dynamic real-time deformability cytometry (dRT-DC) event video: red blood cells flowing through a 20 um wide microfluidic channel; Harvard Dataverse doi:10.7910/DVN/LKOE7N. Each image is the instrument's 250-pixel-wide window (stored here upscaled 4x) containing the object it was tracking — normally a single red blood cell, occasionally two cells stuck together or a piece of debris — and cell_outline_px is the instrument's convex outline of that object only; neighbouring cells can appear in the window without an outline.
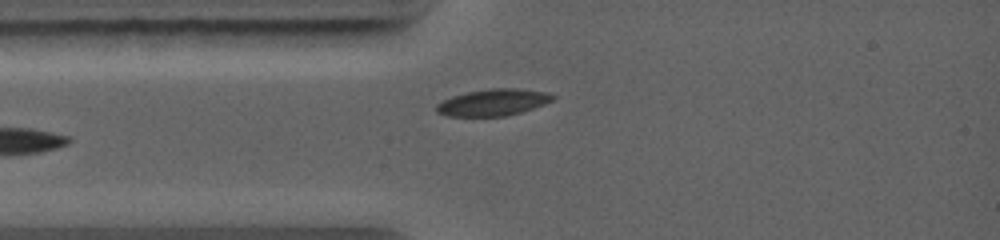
{"species": "common noctule bat (a hibernating species)", "species_latin": "Nyctalus noctula", "temperature_condition": "warm", "stored_images_in_passage": 19, "camera_frame_rate_fps": 5000, "um_per_image_px": 0.085, "animal": {"sex": "female", "body_mass_g": 19.0, "forearm_length_mm": 56.7}, "frame": {"image": 1, "passage_image": 4, "time_ms": 1.6, "image_size_px": [1000, 240], "cell_outline_px": [[556, 96], [552, 100], [544, 104], [508, 116], [448, 116], [436, 112], [436, 104], [452, 96], [468, 92], [492, 88], [520, 88], [548, 92]], "centroid_in_image_um": [41.92, 8.7], "position_along_channel_um": 43.1, "area_um2": 18.03}}
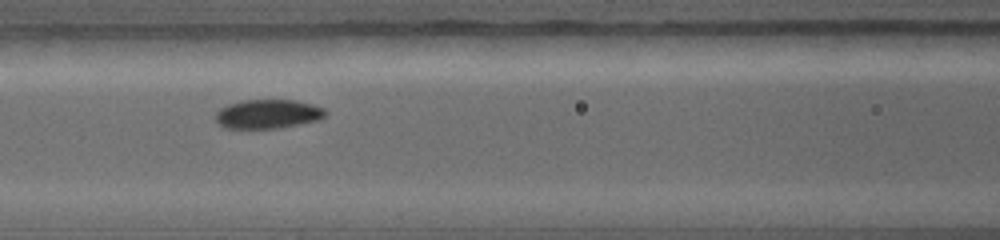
{"frame": {"image": 2, "passage_image": 10, "time_ms": 3.8, "image_size_px": [1000, 240], "cell_outline_px": [[328, 112], [320, 120], [280, 128], [224, 128], [216, 120], [216, 112], [220, 108], [228, 104], [244, 100], [296, 100], [312, 104], [324, 108]], "centroid_in_image_um": [22.8, 9.69], "position_along_channel_um": 143.8, "area_um2": 18.67}}
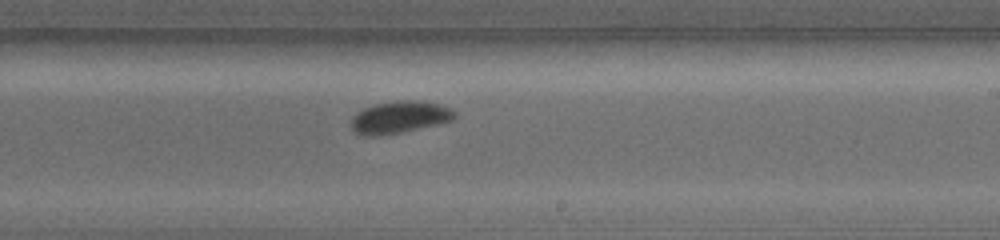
{"frame": {"image": 3, "passage_image": 17, "time_ms": 6.2, "image_size_px": [1000, 240], "cell_outline_px": [[456, 116], [452, 120], [436, 124], [400, 132], [376, 136], [364, 136], [356, 132], [352, 128], [352, 116], [356, 112], [364, 108], [376, 104], [404, 100], [416, 100], [436, 104], [448, 108], [456, 112]], "centroid_in_image_um": [33.92, 9.96], "position_along_channel_um": 255.1, "area_um2": 18.9}}